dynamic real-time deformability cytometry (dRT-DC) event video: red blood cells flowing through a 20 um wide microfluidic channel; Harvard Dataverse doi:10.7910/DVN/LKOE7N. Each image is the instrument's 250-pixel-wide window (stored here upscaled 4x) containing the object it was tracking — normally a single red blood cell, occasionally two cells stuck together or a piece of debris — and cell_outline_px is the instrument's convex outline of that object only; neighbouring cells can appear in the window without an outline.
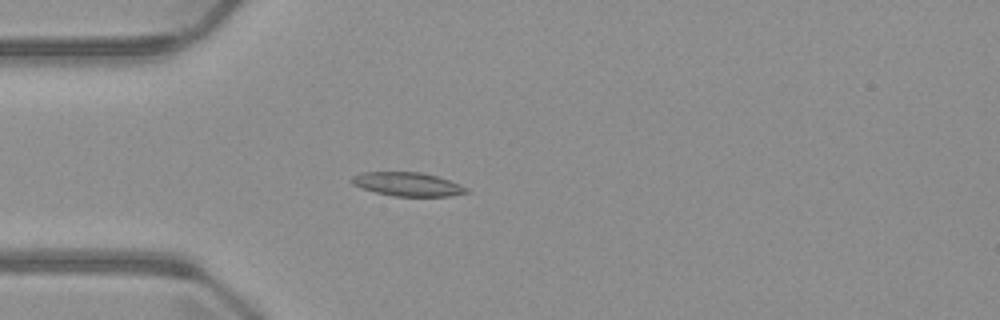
{"species": "common noctule bat (a hibernating species)", "species_latin": "Nyctalus noctula", "temperature_condition": "warm", "stored_images_in_passage": 5, "camera_frame_rate_fps": 3000, "um_per_image_px": 0.085, "animal": {"sex": "male", "body_mass_g": 23.1, "forearm_length_mm": 52.7}, "frame": {"image": 1, "passage_image": 5, "time_ms": 4.667, "image_size_px": [1000, 320], "cell_outline_px": [[468, 192], [448, 196], [392, 196], [376, 192], [352, 184], [348, 180], [352, 176], [360, 172], [420, 172], [436, 176], [460, 184], [468, 188]], "centroid_in_image_um": [34.6, 15.65], "position_along_channel_um": 50.4, "area_um2": 15.78}}